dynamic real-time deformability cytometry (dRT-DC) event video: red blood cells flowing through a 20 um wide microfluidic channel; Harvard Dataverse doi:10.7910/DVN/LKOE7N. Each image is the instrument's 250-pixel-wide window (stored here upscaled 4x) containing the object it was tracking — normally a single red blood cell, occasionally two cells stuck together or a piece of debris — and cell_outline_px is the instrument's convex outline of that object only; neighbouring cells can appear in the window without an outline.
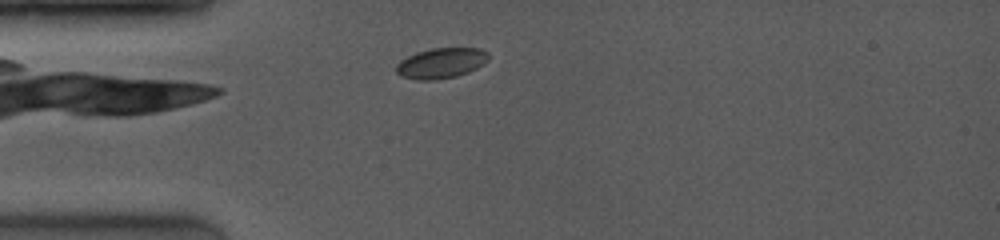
{"species": "common noctule bat (a hibernating species)", "species_latin": "Nyctalus noctula", "temperature_condition": "room temperature", "stored_images_in_passage": 53, "camera_frame_rate_fps": 4000, "um_per_image_px": 0.085, "animal": {"sex": "female", "body_mass_g": 19.0, "forearm_length_mm": 53.3}, "frame": {"image": 1, "passage_image": 6, "time_ms": 1.0, "image_size_px": [1000, 240], "cell_outline_px": [[488, 60], [484, 64], [468, 72], [456, 76], [432, 80], [416, 80], [400, 76], [396, 72], [396, 64], [400, 60], [416, 52], [432, 48], [480, 48], [488, 52]], "centroid_in_image_um": [37.48, 5.36], "position_along_channel_um": 47.5, "area_um2": 16.42}}
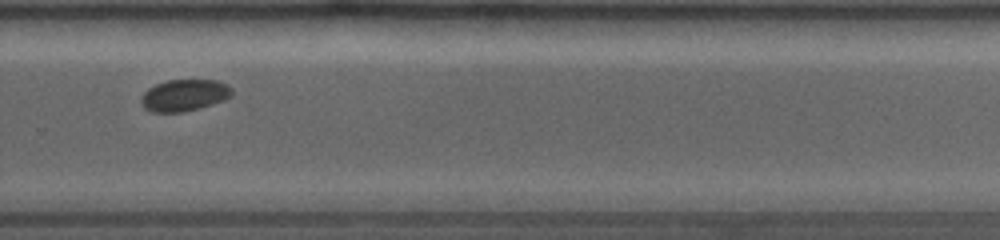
{"frame": {"image": 2, "passage_image": 35, "time_ms": 8.0, "image_size_px": [1000, 240], "cell_outline_px": [[232, 96], [224, 100], [200, 108], [184, 112], [152, 112], [144, 108], [140, 104], [140, 100], [144, 92], [148, 88], [156, 84], [168, 80], [216, 80], [228, 84], [232, 88]], "centroid_in_image_um": [15.67, 8.1], "position_along_channel_um": 314.1, "area_um2": 16.94}}
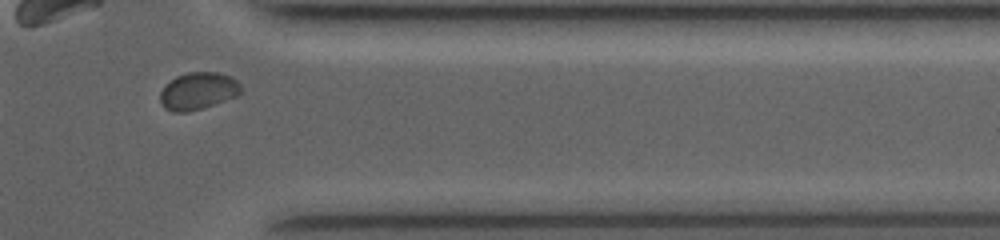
{"frame": {"image": 3, "passage_image": 44, "time_ms": 10.0, "image_size_px": [1000, 240], "cell_outline_px": [[240, 92], [236, 96], [204, 108], [188, 112], [172, 112], [164, 108], [160, 104], [160, 92], [176, 76], [188, 72], [220, 72], [232, 76], [240, 84]], "centroid_in_image_um": [16.83, 7.74], "position_along_channel_um": 394.6, "area_um2": 17.57}, "authors_computed_cell_mechanics": {"area_um2": 17.1666, "velocity_mm_per_s": 4.0194, "shape_relaxation_time_tau1_ms": 6.9021, "shape_relaxation_time_tau2_ms": null, "deformation_change_tau1": 0.0853, "deformation_change_tau2": null}}